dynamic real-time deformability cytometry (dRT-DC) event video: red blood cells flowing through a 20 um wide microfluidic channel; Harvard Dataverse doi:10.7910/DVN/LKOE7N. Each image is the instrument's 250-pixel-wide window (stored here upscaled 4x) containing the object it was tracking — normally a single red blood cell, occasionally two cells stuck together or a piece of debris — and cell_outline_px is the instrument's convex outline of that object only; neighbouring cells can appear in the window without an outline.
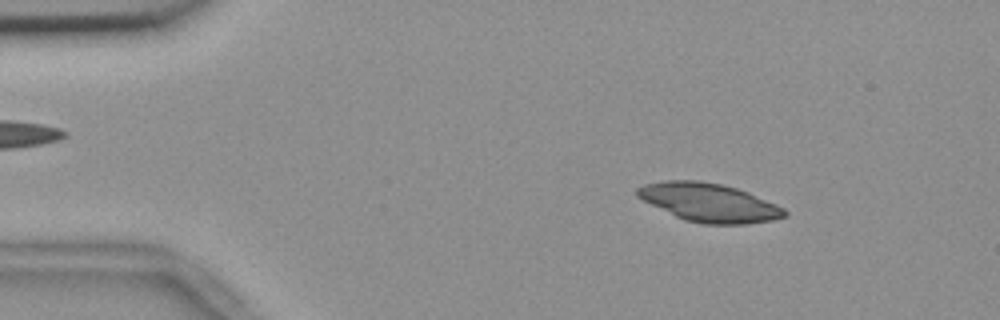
{"species": "common noctule bat (a hibernating species)", "species_latin": "Nyctalus noctula", "temperature_condition": "room temperature", "stored_images_in_passage": 54, "camera_frame_rate_fps": 3000, "um_per_image_px": 0.085, "animal": {"sex": "female", "body_mass_g": 18.4}, "frame": {"image": 1, "passage_image": 7, "time_ms": 2.0, "image_size_px": [1000, 320], "cell_outline_px": [[788, 216], [772, 220], [748, 224], [700, 224], [684, 220], [636, 196], [636, 188], [644, 184], [664, 180], [700, 180], [720, 184], [736, 188], [748, 192], [776, 204], [784, 208], [788, 212]], "centroid_in_image_um": [60.29, 17.22], "position_along_channel_um": 24.7, "area_um2": 33.0}}